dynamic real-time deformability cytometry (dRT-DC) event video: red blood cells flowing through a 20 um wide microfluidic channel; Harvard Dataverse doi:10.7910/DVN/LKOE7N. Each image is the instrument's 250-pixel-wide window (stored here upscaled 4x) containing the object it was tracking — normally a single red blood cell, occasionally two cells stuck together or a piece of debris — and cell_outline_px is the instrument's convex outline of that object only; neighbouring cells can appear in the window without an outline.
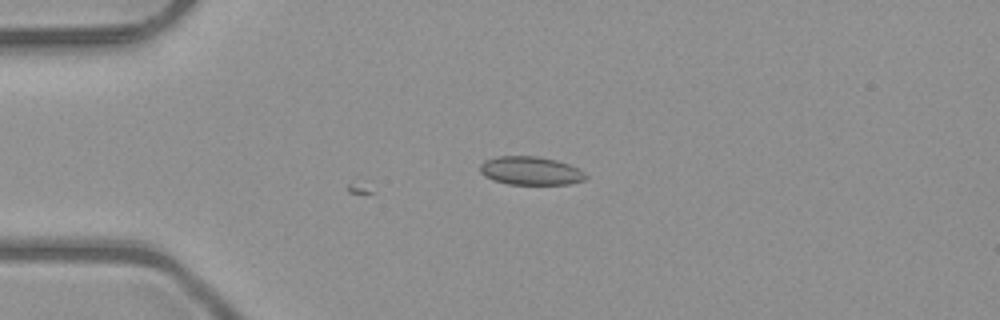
{"species": "common noctule bat (a hibernating species)", "species_latin": "Nyctalus noctula", "temperature_condition": "room temperature", "stored_images_in_passage": 16, "camera_frame_rate_fps": 3000, "um_per_image_px": 0.085, "animal": {"sex": "male", "body_mass_g": 23.1, "forearm_length_mm": 52.7}, "frame": {"image": 1, "passage_image": 16, "time_ms": 5.0, "image_size_px": [1000, 320], "cell_outline_px": [[588, 176], [584, 180], [568, 184], [508, 184], [492, 180], [484, 176], [480, 172], [480, 164], [484, 160], [496, 156], [536, 156], [556, 160], [568, 164], [584, 172]], "centroid_in_image_um": [45.06, 14.51], "position_along_channel_um": 39.9, "area_um2": 17.51}}